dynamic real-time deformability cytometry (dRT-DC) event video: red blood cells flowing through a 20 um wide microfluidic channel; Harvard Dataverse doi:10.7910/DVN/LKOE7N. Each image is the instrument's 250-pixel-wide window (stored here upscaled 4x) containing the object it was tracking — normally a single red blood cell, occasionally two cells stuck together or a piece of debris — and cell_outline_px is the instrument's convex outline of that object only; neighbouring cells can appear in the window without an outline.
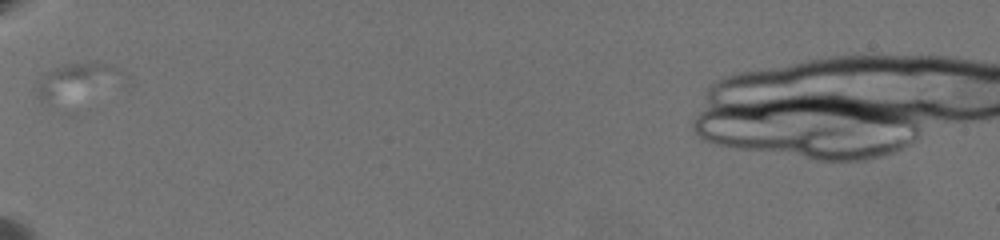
{"species": "common noctule bat (a hibernating species)", "species_latin": "Nyctalus noctula", "temperature_condition": "warm", "stored_images_in_passage": 37, "camera_frame_rate_fps": 3000, "um_per_image_px": 0.085, "animal": {"sex": "female", "body_mass_g": 19.5, "forearm_length_mm": 54.1}, "frame": {"image": 1, "passage_image": 1, "time_ms": 0.0, "image_size_px": [1000, 240], "cell_outline_px": [[128, 84], [48, 96], [40, 96], [36, 88], [36, 84], [40, 76], [44, 72], [52, 68], [64, 64], [92, 60], [100, 60], [112, 64], [120, 68], [128, 76]], "centroid_in_image_um": [6.82, 6.61], "position_along_channel_um": 78.2, "area_um2": 16.65}}
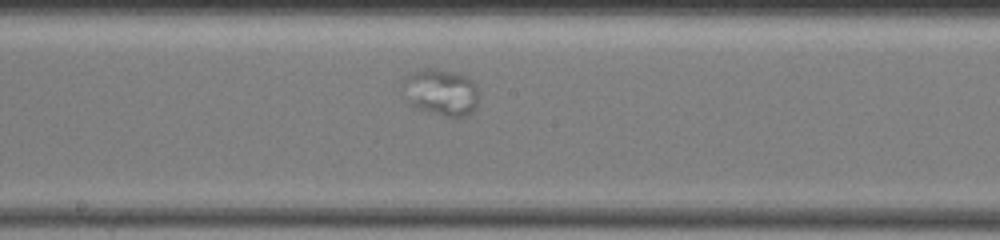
{"frame": {"image": 2, "passage_image": 16, "time_ms": 5.0, "image_size_px": [1000, 240], "cell_outline_px": [[476, 104], [464, 116], [448, 116], [412, 104], [400, 88], [400, 80], [404, 76], [420, 68], [432, 68], [460, 72], [468, 76], [476, 84]], "centroid_in_image_um": [37.42, 7.73], "position_along_channel_um": 210.8, "area_um2": 20.35}}
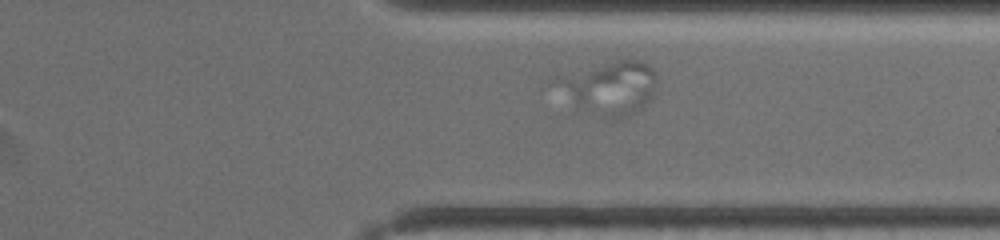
{"frame": {"image": 3, "passage_image": 32, "time_ms": 10.333, "image_size_px": [1000, 240], "cell_outline_px": [[656, 80], [652, 92], [644, 104], [636, 108], [632, 108], [576, 100], [544, 80], [552, 76], [616, 60], [640, 60], [648, 64], [656, 72]], "centroid_in_image_um": [51.78, 7.08], "position_along_channel_um": 359.6, "area_um2": 26.41}}